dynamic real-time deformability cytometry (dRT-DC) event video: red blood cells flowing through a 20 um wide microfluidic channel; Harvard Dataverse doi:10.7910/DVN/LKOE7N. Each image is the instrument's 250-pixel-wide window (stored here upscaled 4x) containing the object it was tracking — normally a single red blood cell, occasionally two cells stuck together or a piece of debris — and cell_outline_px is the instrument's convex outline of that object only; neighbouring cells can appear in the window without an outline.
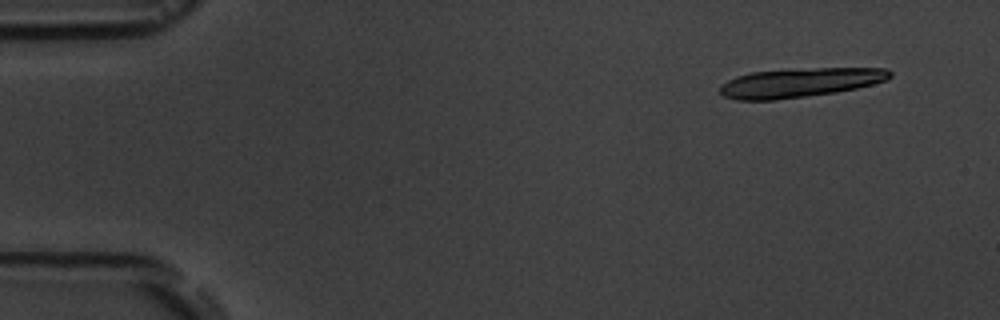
{"species": "common noctule bat (a hibernating species)", "species_latin": "Nyctalus noctula", "temperature_condition": "room temperature", "stored_images_in_passage": 10, "camera_frame_rate_fps": 3000, "um_per_image_px": 0.085, "animal": {"sex": "male", "body_mass_g": 19.5, "forearm_length_mm": 54.6}, "frame": {"image": 1, "passage_image": 1, "time_ms": 0.0, "image_size_px": [1000, 320], "cell_outline_px": [[892, 76], [888, 80], [856, 88], [836, 92], [776, 100], [736, 100], [724, 96], [720, 92], [720, 84], [736, 76], [752, 72], [816, 68], [888, 68], [892, 72]], "centroid_in_image_um": [68.0, 7.03], "position_along_channel_um": 17.0, "area_um2": 28.84}}
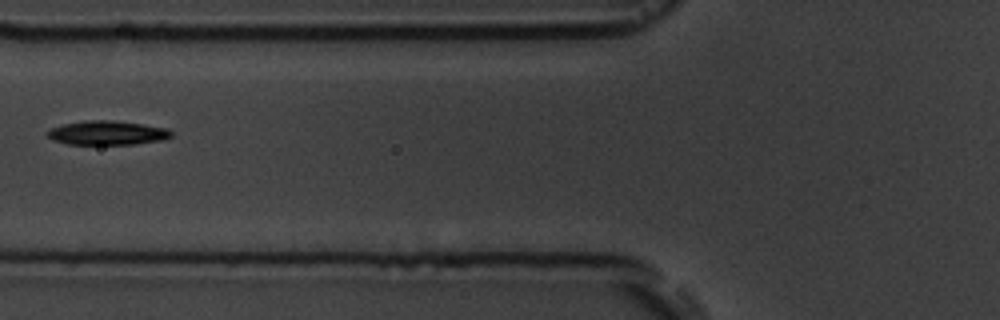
{"frame": {"image": 2, "passage_image": 6, "time_ms": 6.0, "image_size_px": [1000, 320], "cell_outline_px": [[172, 136], [164, 140], [136, 144], [68, 144], [52, 140], [44, 132], [48, 128], [64, 124], [84, 120], [112, 120], [144, 124], [168, 128], [172, 132]], "centroid_in_image_um": [9.1, 11.29], "position_along_channel_um": 116.7, "area_um2": 17.69}}
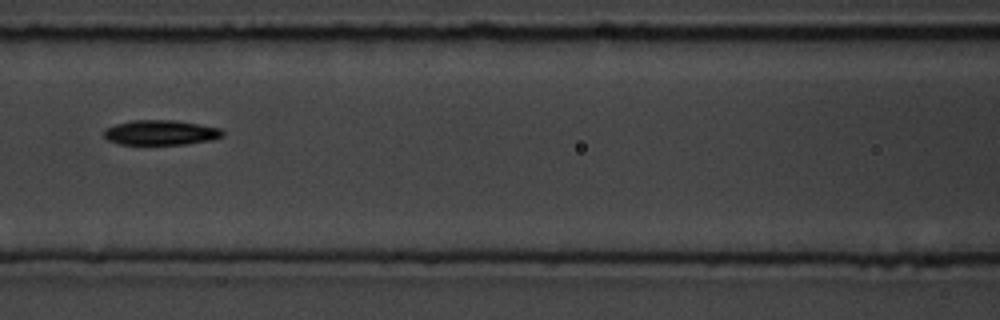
{"frame": {"image": 3, "passage_image": 7, "time_ms": 7.0, "image_size_px": [1000, 320], "cell_outline_px": [[224, 136], [212, 140], [188, 144], [120, 144], [108, 140], [104, 136], [104, 128], [116, 124], [132, 120], [176, 120], [200, 124], [220, 128], [224, 132]], "centroid_in_image_um": [13.68, 11.26], "position_along_channel_um": 152.9, "area_um2": 17.34}}